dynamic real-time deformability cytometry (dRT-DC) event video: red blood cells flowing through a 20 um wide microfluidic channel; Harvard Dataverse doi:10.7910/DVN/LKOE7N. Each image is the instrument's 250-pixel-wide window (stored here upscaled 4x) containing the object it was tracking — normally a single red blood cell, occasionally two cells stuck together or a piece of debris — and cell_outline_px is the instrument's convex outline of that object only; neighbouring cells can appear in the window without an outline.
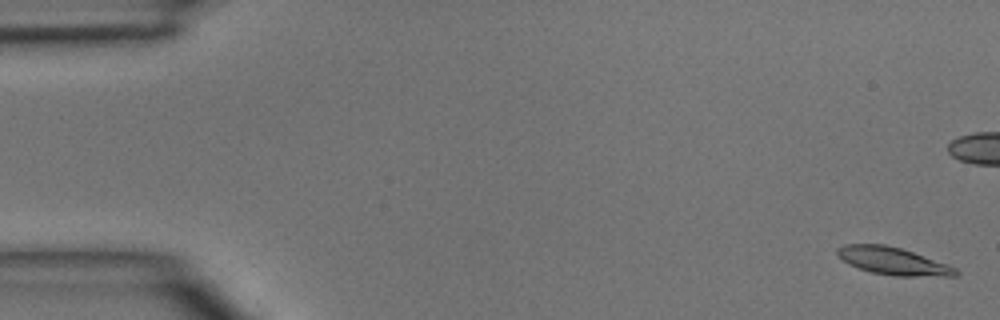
{"species": "common noctule bat (a hibernating species)", "species_latin": "Nyctalus noctula", "temperature_condition": "room temperature", "stored_images_in_passage": 48, "camera_frame_rate_fps": 3000, "um_per_image_px": 0.085, "animal": {"sex": "male", "body_mass_g": 15.6}, "frame": {"image": 1, "passage_image": 1, "time_ms": 0.0, "image_size_px": [1000, 320], "cell_outline_px": [[960, 272], [956, 276], [892, 276], [872, 272], [848, 264], [836, 252], [836, 248], [844, 244], [884, 244], [900, 248], [948, 264], [956, 268]], "centroid_in_image_um": [75.92, 22.19], "position_along_channel_um": 9.1, "area_um2": 18.84}}
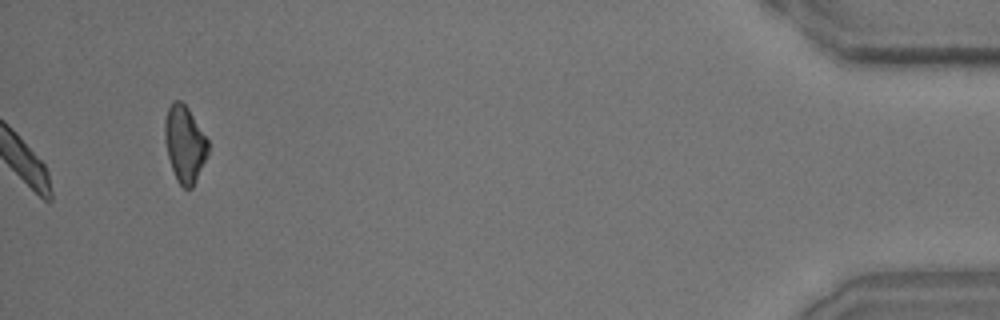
{"frame": {"image": 2, "passage_image": 48, "time_ms": 15.667, "image_size_px": [1000, 320], "cell_outline_px": [[208, 156], [192, 188], [184, 188], [176, 180], [168, 156], [164, 140], [164, 120], [168, 108], [172, 100], [180, 100], [188, 108], [208, 140]], "centroid_in_image_um": [15.69, 12.23], "position_along_channel_um": 419.5, "area_um2": 19.36}}